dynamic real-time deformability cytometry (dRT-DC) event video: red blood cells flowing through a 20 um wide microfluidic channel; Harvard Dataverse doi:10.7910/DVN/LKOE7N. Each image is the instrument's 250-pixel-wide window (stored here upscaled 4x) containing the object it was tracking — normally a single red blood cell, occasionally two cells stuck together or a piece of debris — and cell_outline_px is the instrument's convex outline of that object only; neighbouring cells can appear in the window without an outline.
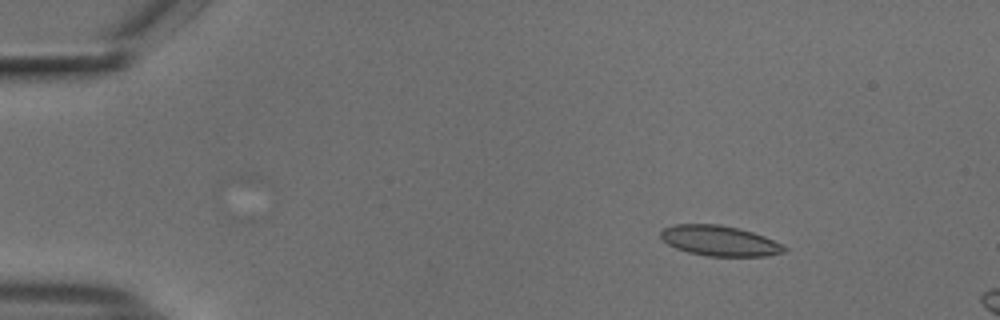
{"species": "common noctule bat (a hibernating species)", "species_latin": "Nyctalus noctula", "temperature_condition": "cold", "stored_images_in_passage": 14, "camera_frame_rate_fps": 3000, "um_per_image_px": 0.085, "animal": {"sex": "male", "body_mass_g": 18.8}, "frame": {"image": 1, "passage_image": 7, "time_ms": 2.0, "image_size_px": [1000, 320], "cell_outline_px": [[788, 248], [784, 252], [768, 256], [708, 256], [688, 252], [676, 248], [668, 244], [660, 236], [660, 232], [664, 228], [676, 224], [720, 224], [752, 232], [764, 236], [784, 244]], "centroid_in_image_um": [61.19, 20.47], "position_along_channel_um": 23.8, "area_um2": 21.79}}